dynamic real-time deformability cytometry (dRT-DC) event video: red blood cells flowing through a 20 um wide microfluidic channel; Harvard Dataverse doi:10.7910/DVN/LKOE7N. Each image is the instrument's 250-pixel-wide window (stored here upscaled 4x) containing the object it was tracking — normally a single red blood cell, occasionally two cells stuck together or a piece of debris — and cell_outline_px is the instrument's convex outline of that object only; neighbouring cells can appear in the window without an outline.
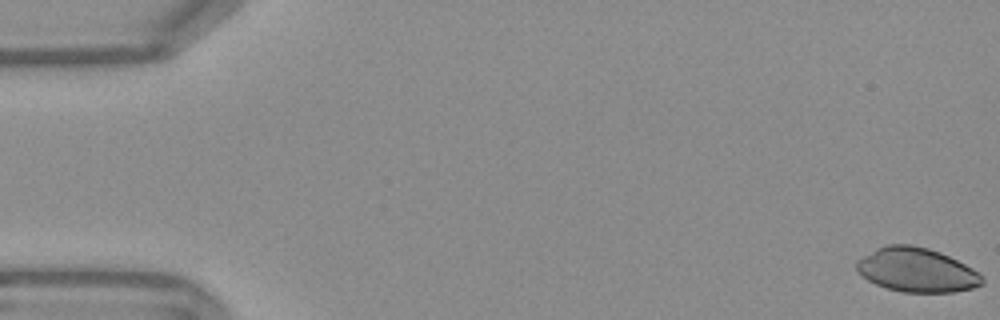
{"species": "Egyptian fruit bat (a non-hibernating species)", "species_latin": "Rousettus aegyptiacus", "temperature_condition": "warm", "stored_images_in_passage": 48, "camera_frame_rate_fps": 3000, "um_per_image_px": 0.085, "frame": {"image": 1, "passage_image": 1, "time_ms": 0.0, "image_size_px": [1000, 320], "cell_outline_px": [[984, 284], [972, 288], [956, 292], [904, 292], [888, 288], [876, 284], [868, 280], [856, 272], [856, 260], [876, 248], [884, 244], [912, 244], [928, 248], [940, 252], [980, 272], [984, 276]], "centroid_in_image_um": [77.91, 22.94], "position_along_channel_um": 7.1, "area_um2": 32.54}}
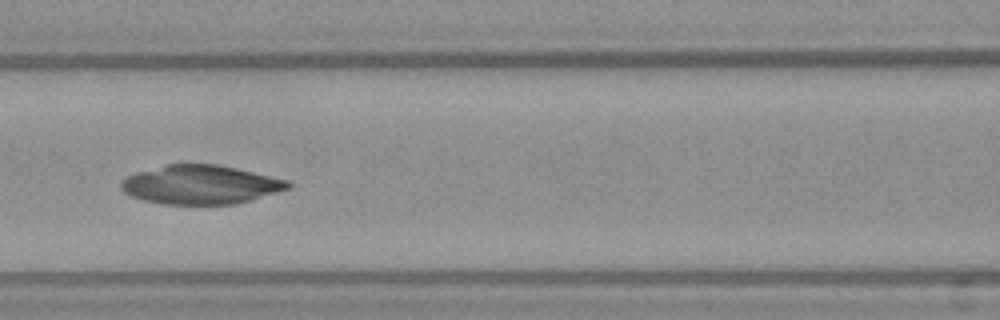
{"frame": {"image": 2, "passage_image": 24, "time_ms": 7.667, "image_size_px": [1000, 320], "cell_outline_px": [[292, 184], [288, 188], [276, 192], [236, 204], [164, 204], [144, 200], [132, 196], [124, 192], [120, 188], [120, 180], [136, 172], [164, 164], [216, 164], [288, 180]], "centroid_in_image_um": [16.99, 15.69], "position_along_channel_um": 149.6, "area_um2": 37.57}}
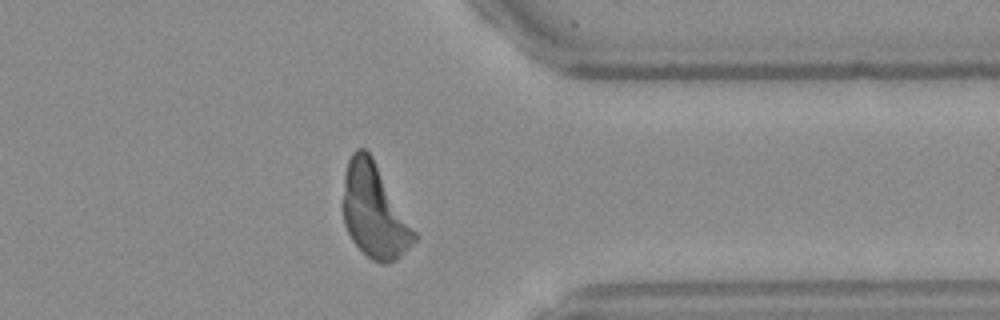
{"frame": {"image": 3, "passage_image": 43, "time_ms": 14.0, "image_size_px": [1000, 320], "cell_outline_px": [[420, 236], [396, 260], [388, 264], [384, 264], [372, 260], [352, 240], [344, 224], [344, 172], [348, 160], [352, 152], [356, 148], [364, 148], [372, 156]], "centroid_in_image_um": [31.85, 17.94], "position_along_channel_um": 379.6, "area_um2": 39.07}}